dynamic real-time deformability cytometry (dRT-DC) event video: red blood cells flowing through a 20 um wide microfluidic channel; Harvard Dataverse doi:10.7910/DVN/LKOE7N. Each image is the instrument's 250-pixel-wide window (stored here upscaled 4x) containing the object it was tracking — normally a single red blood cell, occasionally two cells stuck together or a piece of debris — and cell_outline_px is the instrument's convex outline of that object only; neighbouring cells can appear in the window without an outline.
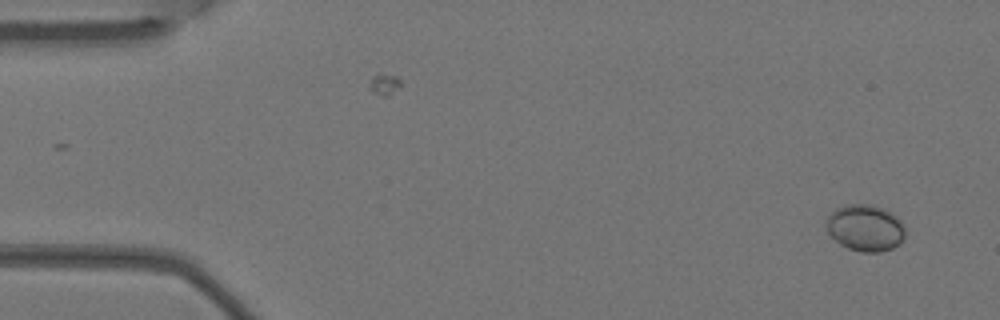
{"species": "Egyptian fruit bat (a non-hibernating species)", "species_latin": "Rousettus aegyptiacus", "temperature_condition": "warm", "stored_images_in_passage": 2, "camera_frame_rate_fps": 3000, "um_per_image_px": 0.085, "animal": {"sex": "female"}, "frame": {"image": 1, "passage_image": 2, "time_ms": 0.333, "image_size_px": [1000, 320], "cell_outline_px": [[904, 236], [900, 244], [892, 248], [880, 252], [860, 252], [848, 248], [840, 244], [828, 232], [824, 224], [828, 216], [836, 208], [844, 204], [872, 204], [884, 208], [896, 216], [900, 220], [904, 228]], "centroid_in_image_um": [73.53, 19.36], "position_along_channel_um": 11.5, "area_um2": 21.56}}